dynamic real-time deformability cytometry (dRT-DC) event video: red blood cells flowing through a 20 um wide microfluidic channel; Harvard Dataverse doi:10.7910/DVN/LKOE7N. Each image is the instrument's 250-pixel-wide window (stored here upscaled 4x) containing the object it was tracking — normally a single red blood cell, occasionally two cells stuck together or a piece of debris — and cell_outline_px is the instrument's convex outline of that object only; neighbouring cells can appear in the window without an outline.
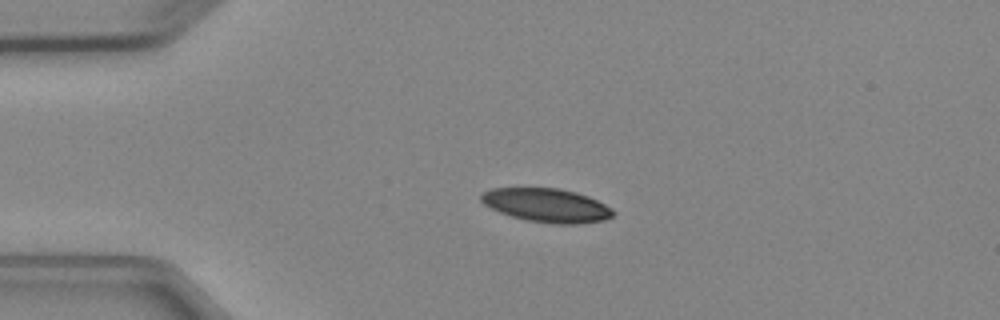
{"species": "Egyptian fruit bat (a non-hibernating species)", "species_latin": "Rousettus aegyptiacus", "temperature_condition": "cold", "stored_images_in_passage": 3, "camera_frame_rate_fps": 3000, "um_per_image_px": 0.085, "animal": {"sex": "female"}, "frame": {"image": 1, "passage_image": 2, "time_ms": 1.333, "image_size_px": [1000, 320], "cell_outline_px": [[616, 212], [612, 216], [604, 220], [576, 224], [556, 224], [528, 220], [512, 216], [500, 212], [484, 204], [480, 200], [480, 196], [484, 192], [492, 188], [560, 188], [576, 192], [588, 196], [612, 208]], "centroid_in_image_um": [46.49, 17.44], "position_along_channel_um": 38.5, "area_um2": 25.78}}